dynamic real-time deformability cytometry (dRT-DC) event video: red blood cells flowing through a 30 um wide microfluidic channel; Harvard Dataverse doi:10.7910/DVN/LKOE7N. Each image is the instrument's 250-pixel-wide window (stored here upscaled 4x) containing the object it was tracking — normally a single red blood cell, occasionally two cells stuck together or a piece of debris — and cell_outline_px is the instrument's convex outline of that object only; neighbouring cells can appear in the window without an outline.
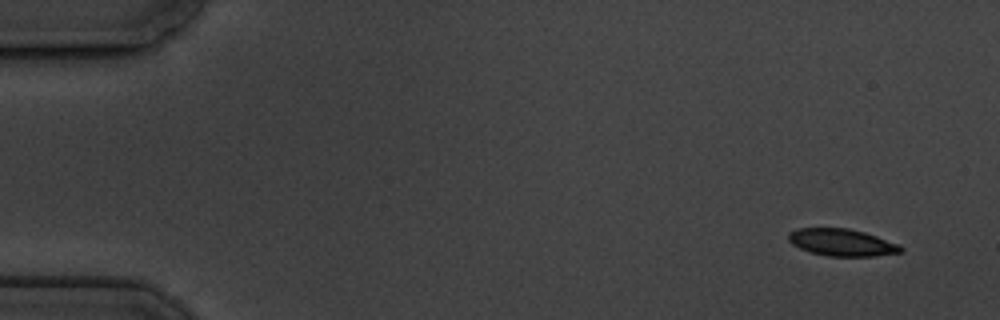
{"species": "common noctule bat (a hibernating species)", "species_latin": "Nyctalus noctula", "temperature_condition": "cold", "stored_images_in_passage": 6, "camera_frame_rate_fps": 3000, "um_per_image_px": 0.085, "animal": {"sex": "male", "body_mass_g": 19.5, "forearm_length_mm": 54.6}, "frame": {"image": 1, "passage_image": 1, "time_ms": 0.0, "image_size_px": [1000, 320], "cell_outline_px": [[904, 252], [876, 256], [828, 256], [812, 252], [800, 248], [792, 244], [788, 240], [788, 232], [796, 228], [848, 228], [864, 232], [900, 244], [904, 248]], "centroid_in_image_um": [71.58, 20.6], "position_along_channel_um": 13.4, "area_um2": 17.86}}
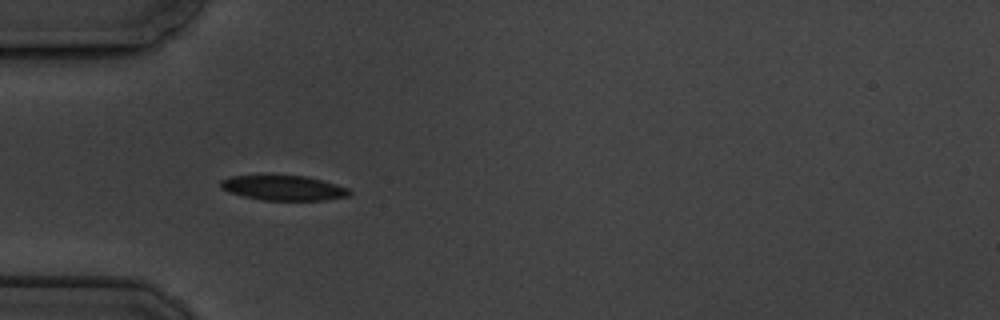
{"frame": {"image": 2, "passage_image": 5, "time_ms": 4.667, "image_size_px": [1000, 320], "cell_outline_px": [[352, 192], [348, 196], [324, 200], [264, 200], [244, 196], [228, 192], [220, 188], [220, 180], [232, 176], [308, 176], [336, 184], [348, 188]], "centroid_in_image_um": [24.1, 15.98], "position_along_channel_um": 60.9, "area_um2": 18.55}}